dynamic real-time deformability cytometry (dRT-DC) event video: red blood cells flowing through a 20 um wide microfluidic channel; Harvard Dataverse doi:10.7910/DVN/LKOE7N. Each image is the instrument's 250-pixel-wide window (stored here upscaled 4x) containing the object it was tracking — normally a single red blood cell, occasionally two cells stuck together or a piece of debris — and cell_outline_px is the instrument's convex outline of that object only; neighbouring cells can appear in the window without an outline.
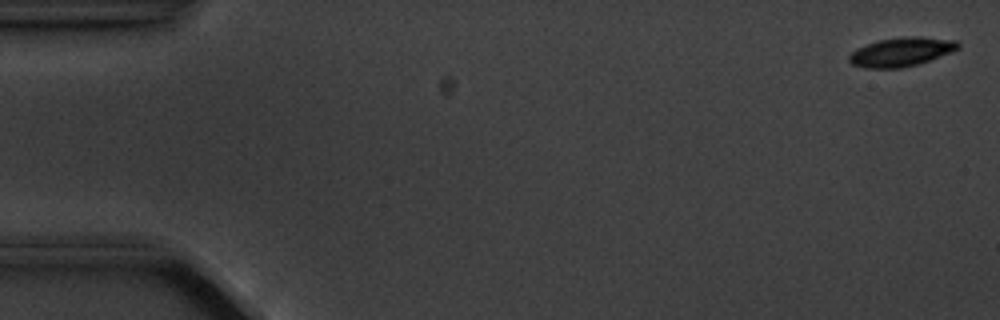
{"species": "common noctule bat (a hibernating species)", "species_latin": "Nyctalus noctula", "temperature_condition": "cold", "stored_images_in_passage": 5, "camera_frame_rate_fps": 3000, "um_per_image_px": 0.085, "animal": {"sex": "male", "body_mass_g": 20.1, "forearm_length_mm": 53.5}, "frame": {"image": 1, "passage_image": 1, "time_ms": 0.0, "image_size_px": [1000, 320], "cell_outline_px": [[960, 48], [928, 60], [916, 64], [900, 68], [864, 68], [852, 64], [848, 60], [848, 56], [856, 48], [880, 40], [904, 36], [920, 36], [956, 40], [960, 44]], "centroid_in_image_um": [76.59, 4.4], "position_along_channel_um": 8.4, "area_um2": 18.21}}